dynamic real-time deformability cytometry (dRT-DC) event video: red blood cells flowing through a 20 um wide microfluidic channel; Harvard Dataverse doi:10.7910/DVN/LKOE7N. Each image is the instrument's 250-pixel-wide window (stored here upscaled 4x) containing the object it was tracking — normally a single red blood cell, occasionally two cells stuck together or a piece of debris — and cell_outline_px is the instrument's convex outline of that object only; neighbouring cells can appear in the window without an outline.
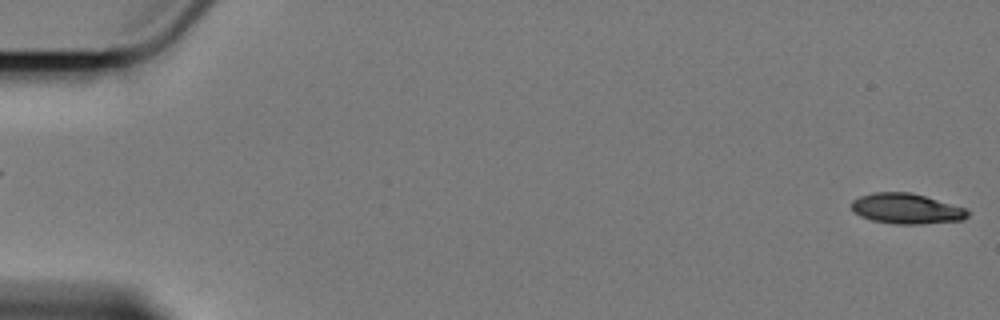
{"species": "Egyptian fruit bat (a non-hibernating species)", "species_latin": "Rousettus aegyptiacus", "temperature_condition": "cold", "stored_images_in_passage": 24, "camera_frame_rate_fps": 3000, "um_per_image_px": 0.085, "animal": {"sex": "female"}, "frame": {"image": 1, "passage_image": 1, "time_ms": 0.0, "image_size_px": [1000, 320], "cell_outline_px": [[968, 216], [964, 220], [920, 224], [896, 224], [872, 220], [860, 216], [852, 212], [852, 200], [860, 196], [872, 192], [912, 192], [968, 208]], "centroid_in_image_um": [77.06, 17.73], "position_along_channel_um": 7.9, "area_um2": 20.81}}
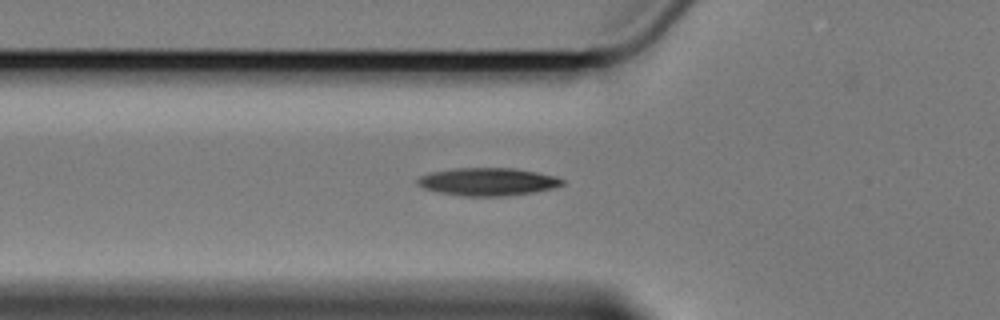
{"frame": {"image": 2, "passage_image": 21, "time_ms": 6.667, "image_size_px": [1000, 320], "cell_outline_px": [[564, 184], [552, 188], [532, 192], [504, 196], [464, 196], [440, 192], [424, 188], [416, 184], [416, 180], [420, 176], [428, 172], [452, 168], [516, 168], [556, 176], [564, 180]], "centroid_in_image_um": [41.43, 15.43], "position_along_channel_um": 84.4, "area_um2": 23.47}}
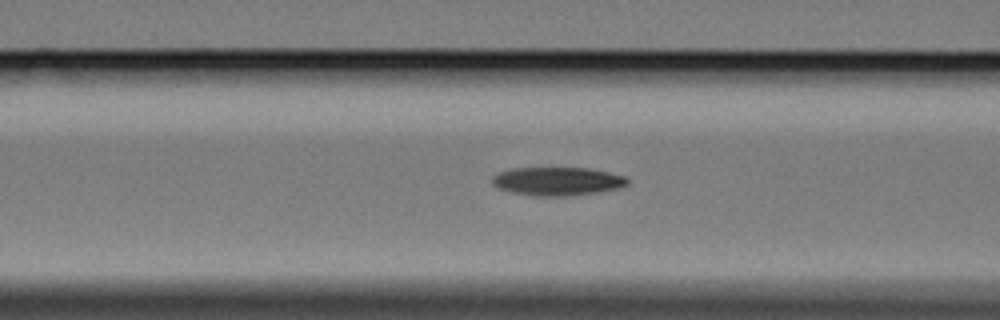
{"frame": {"image": 3, "passage_image": 24, "time_ms": 1674.333, "image_size_px": [1000, 320], "cell_outline_px": [[628, 184], [616, 188], [596, 192], [568, 196], [532, 196], [512, 192], [500, 188], [492, 184], [492, 176], [500, 172], [512, 168], [588, 168], [628, 176]], "centroid_in_image_um": [47.37, 15.4], "position_along_channel_um": 119.2, "area_um2": 22.31}}